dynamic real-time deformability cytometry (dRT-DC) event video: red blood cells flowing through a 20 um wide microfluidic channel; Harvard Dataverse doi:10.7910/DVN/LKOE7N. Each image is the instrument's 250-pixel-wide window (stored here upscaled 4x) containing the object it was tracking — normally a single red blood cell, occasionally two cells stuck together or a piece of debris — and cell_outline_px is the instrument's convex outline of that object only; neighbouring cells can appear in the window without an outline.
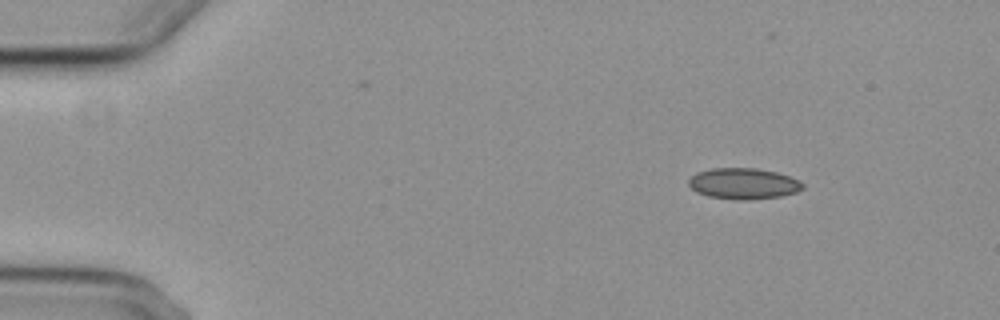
{"species": "common noctule bat (a hibernating species)", "species_latin": "Nyctalus noctula", "temperature_condition": "cold", "stored_images_in_passage": 4, "segment_of_instrument_passage": [1, 2], "camera_frame_rate_fps": 3000, "um_per_image_px": 0.085, "animal": {"sex": "female", "body_mass_g": 29.2, "forearm_length_mm": 56.3}, "frame": {"image": 1, "passage_image": 1, "time_ms": 0.0, "image_size_px": [1000, 320], "cell_outline_px": [[804, 188], [796, 192], [780, 196], [748, 200], [736, 200], [708, 196], [696, 192], [688, 184], [688, 180], [696, 172], [712, 168], [756, 168], [776, 172], [800, 180], [804, 184]], "centroid_in_image_um": [63.19, 15.6], "position_along_channel_um": 21.8, "area_um2": 20.69}}